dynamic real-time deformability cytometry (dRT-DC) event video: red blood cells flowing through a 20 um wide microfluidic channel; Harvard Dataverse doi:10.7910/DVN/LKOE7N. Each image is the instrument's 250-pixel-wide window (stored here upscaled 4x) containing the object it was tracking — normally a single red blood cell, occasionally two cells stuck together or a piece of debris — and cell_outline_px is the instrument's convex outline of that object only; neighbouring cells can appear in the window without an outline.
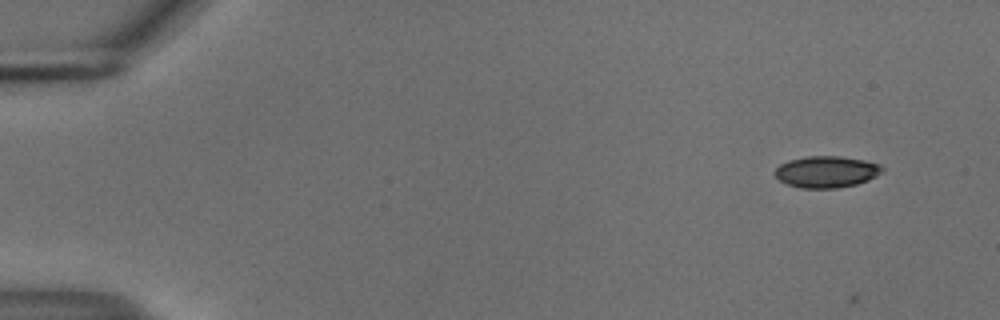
{"species": "common noctule bat (a hibernating species)", "species_latin": "Nyctalus noctula", "temperature_condition": "cold", "stored_images_in_passage": 2, "camera_frame_rate_fps": 3000, "um_per_image_px": 0.085, "animal": {"sex": "male", "body_mass_g": 18.8}, "frame": {"image": 1, "passage_image": 1, "time_ms": 0.0, "image_size_px": [1000, 320], "cell_outline_px": [[884, 172], [868, 180], [856, 184], [836, 188], [800, 188], [788, 184], [780, 180], [772, 172], [780, 164], [788, 160], [808, 156], [840, 156], [864, 160], [880, 164], [884, 168]], "centroid_in_image_um": [70.26, 14.6], "position_along_channel_um": 14.7, "area_um2": 19.83}}